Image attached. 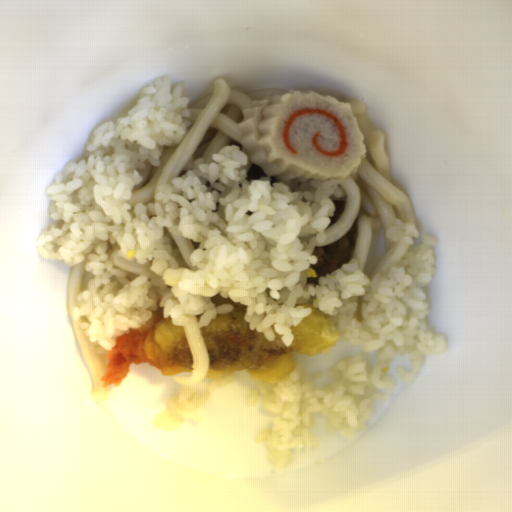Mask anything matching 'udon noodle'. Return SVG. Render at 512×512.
I'll return each instance as SVG.
<instances>
[{
    "label": "udon noodle",
    "mask_w": 512,
    "mask_h": 512,
    "mask_svg": "<svg viewBox=\"0 0 512 512\" xmlns=\"http://www.w3.org/2000/svg\"><path fill=\"white\" fill-rule=\"evenodd\" d=\"M351 109L364 136L362 143L366 146V157L352 168L345 179H336L345 189V196L330 199L332 202L345 201V206L336 221L325 229V240L318 242L317 247L340 239L357 219L352 255L362 273L373 231L384 228L386 233L396 225L397 219L416 228L417 214L408 195L393 183L384 134L372 124L366 103L353 100Z\"/></svg>",
    "instance_id": "udon-noodle-1"
},
{
    "label": "udon noodle",
    "mask_w": 512,
    "mask_h": 512,
    "mask_svg": "<svg viewBox=\"0 0 512 512\" xmlns=\"http://www.w3.org/2000/svg\"><path fill=\"white\" fill-rule=\"evenodd\" d=\"M172 237L176 244L178 245L187 265L190 267V269L193 271L194 264L192 262V254L195 250L194 244L191 240H188L186 238H183L181 236L172 234Z\"/></svg>",
    "instance_id": "udon-noodle-7"
},
{
    "label": "udon noodle",
    "mask_w": 512,
    "mask_h": 512,
    "mask_svg": "<svg viewBox=\"0 0 512 512\" xmlns=\"http://www.w3.org/2000/svg\"><path fill=\"white\" fill-rule=\"evenodd\" d=\"M183 332L191 353L193 373L190 377H176L173 381L187 386H197L204 382L209 368L210 356L197 315L186 314Z\"/></svg>",
    "instance_id": "udon-noodle-4"
},
{
    "label": "udon noodle",
    "mask_w": 512,
    "mask_h": 512,
    "mask_svg": "<svg viewBox=\"0 0 512 512\" xmlns=\"http://www.w3.org/2000/svg\"><path fill=\"white\" fill-rule=\"evenodd\" d=\"M110 260L113 265L119 266L124 270L130 271L135 274H147L152 278H159L161 275L148 271L147 266L139 262L138 260H126L122 258L119 251L111 254Z\"/></svg>",
    "instance_id": "udon-noodle-6"
},
{
    "label": "udon noodle",
    "mask_w": 512,
    "mask_h": 512,
    "mask_svg": "<svg viewBox=\"0 0 512 512\" xmlns=\"http://www.w3.org/2000/svg\"><path fill=\"white\" fill-rule=\"evenodd\" d=\"M411 244L402 241H392L386 237L385 253L371 272L369 279L376 274H388L407 254Z\"/></svg>",
    "instance_id": "udon-noodle-5"
},
{
    "label": "udon noodle",
    "mask_w": 512,
    "mask_h": 512,
    "mask_svg": "<svg viewBox=\"0 0 512 512\" xmlns=\"http://www.w3.org/2000/svg\"><path fill=\"white\" fill-rule=\"evenodd\" d=\"M285 93L292 92L268 89L239 93L224 79L216 78L211 93L189 106V115L182 117L190 124L185 137L171 146H163L157 165L147 162L138 171L142 180L134 185L129 205L153 204L156 195L178 176L191 156L201 159L203 164L211 163L214 153L230 139L243 143L240 123L244 119V110L254 101L272 100Z\"/></svg>",
    "instance_id": "udon-noodle-2"
},
{
    "label": "udon noodle",
    "mask_w": 512,
    "mask_h": 512,
    "mask_svg": "<svg viewBox=\"0 0 512 512\" xmlns=\"http://www.w3.org/2000/svg\"><path fill=\"white\" fill-rule=\"evenodd\" d=\"M87 263L83 260L70 268L67 281V308L66 315L72 330L75 348L92 378L94 397L99 401L108 399L112 384L105 386L101 379L107 368V355L109 351L99 347L95 341H89L84 332L76 325L73 311L77 307L79 296L85 291Z\"/></svg>",
    "instance_id": "udon-noodle-3"
}]
</instances>
